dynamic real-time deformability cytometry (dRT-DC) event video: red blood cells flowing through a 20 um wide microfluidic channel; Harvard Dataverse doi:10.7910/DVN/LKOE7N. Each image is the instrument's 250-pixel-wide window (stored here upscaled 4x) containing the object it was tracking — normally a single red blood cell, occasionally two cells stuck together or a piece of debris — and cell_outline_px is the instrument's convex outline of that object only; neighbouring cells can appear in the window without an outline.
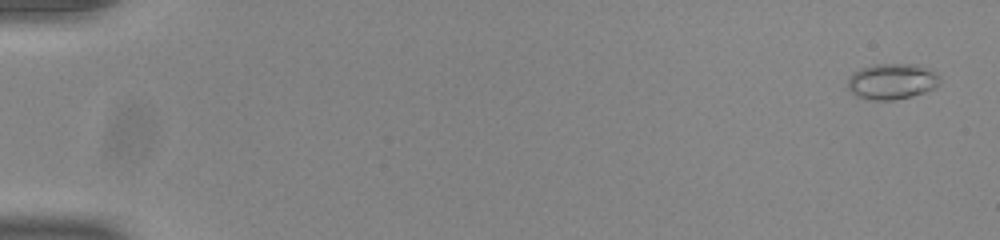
{"species": "common noctule bat (a hibernating species)", "species_latin": "Nyctalus noctula", "temperature_condition": "room temperature", "stored_images_in_passage": 55, "camera_frame_rate_fps": 3000, "um_per_image_px": 0.085, "animal": {"sex": "male", "body_mass_g": 20.0, "forearm_length_mm": 53.3}, "frame": {"image": 1, "passage_image": 3, "time_ms": 0.667, "image_size_px": [1000, 240], "cell_outline_px": [[940, 80], [932, 88], [924, 92], [912, 96], [896, 100], [872, 100], [856, 96], [848, 88], [848, 76], [860, 68], [872, 64], [916, 64], [932, 68], [940, 76]], "centroid_in_image_um": [75.81, 6.9], "position_along_channel_um": 9.2, "area_um2": 19.42}}
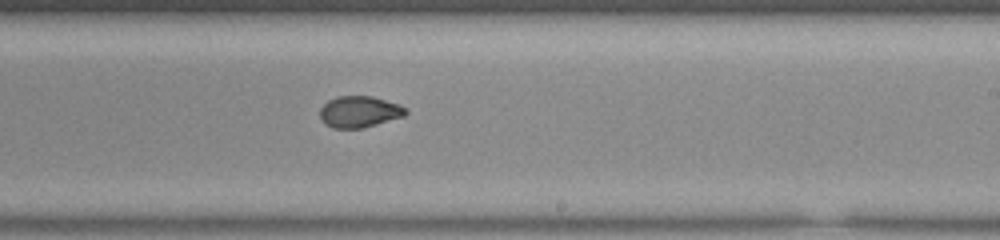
{"frame": {"image": 2, "passage_image": 35, "time_ms": 11.333, "image_size_px": [1000, 240], "cell_outline_px": [[408, 112], [404, 116], [376, 124], [360, 128], [332, 128], [324, 124], [320, 116], [320, 108], [328, 100], [336, 96], [372, 96], [400, 104], [408, 108]], "centroid_in_image_um": [30.55, 9.49], "position_along_channel_um": 258.5, "area_um2": 15.78}}
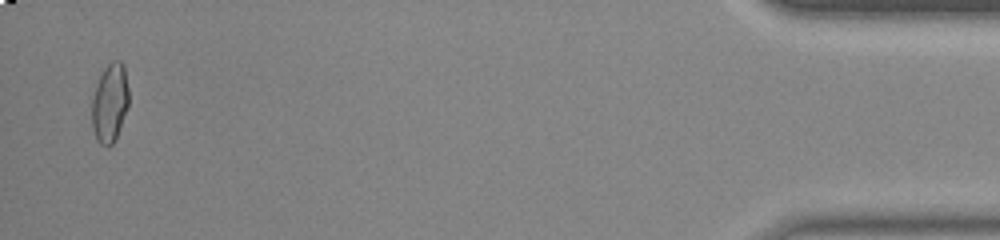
{"frame": {"image": 3, "passage_image": 54, "time_ms": 17.667, "image_size_px": [1000, 240], "cell_outline_px": [[128, 108], [116, 136], [112, 144], [108, 148], [100, 144], [96, 140], [92, 128], [92, 100], [96, 84], [104, 68], [112, 60], [120, 60], [124, 64], [128, 88]], "centroid_in_image_um": [9.33, 8.74], "position_along_channel_um": 425.9, "area_um2": 17.05}, "authors_computed_cell_mechanics": {"area_um2": 16.473, "velocity_mm_per_s": 3.8917, "shape_relaxation_time_tau1_ms": 7.3603, "shape_relaxation_time_tau2_ms": 1.1975, "deformation_change_tau1": 0.1576, "deformation_change_tau2": 0.0447}}